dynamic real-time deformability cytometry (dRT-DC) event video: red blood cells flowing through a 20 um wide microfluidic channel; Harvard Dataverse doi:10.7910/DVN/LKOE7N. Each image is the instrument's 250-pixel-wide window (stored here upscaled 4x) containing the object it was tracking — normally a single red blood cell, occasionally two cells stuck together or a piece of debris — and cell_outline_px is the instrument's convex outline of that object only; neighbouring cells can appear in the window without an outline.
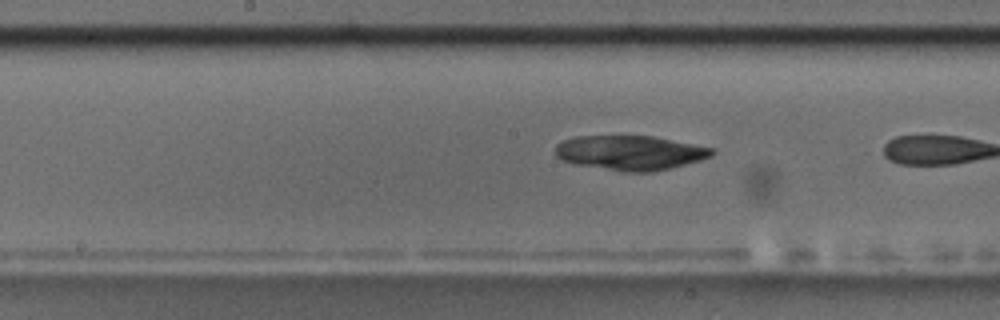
{"species": "common noctule bat (a hibernating species)", "species_latin": "Nyctalus noctula", "temperature_condition": "room temperature", "stored_images_in_passage": 25, "camera_frame_rate_fps": 3000, "um_per_image_px": 0.085, "animal": {"sex": "male", "body_mass_g": 17.5, "forearm_length_mm": 52.3}, "frame": {"image": 1, "passage_image": 22, "time_ms": 7.0, "image_size_px": [1000, 320], "cell_outline_px": [[716, 152], [712, 156], [700, 160], [652, 172], [624, 172], [576, 164], [564, 160], [556, 156], [556, 144], [564, 140], [576, 136], [652, 136], [716, 148]], "centroid_in_image_um": [53.6, 12.98], "position_along_channel_um": 194.6, "area_um2": 31.44}}